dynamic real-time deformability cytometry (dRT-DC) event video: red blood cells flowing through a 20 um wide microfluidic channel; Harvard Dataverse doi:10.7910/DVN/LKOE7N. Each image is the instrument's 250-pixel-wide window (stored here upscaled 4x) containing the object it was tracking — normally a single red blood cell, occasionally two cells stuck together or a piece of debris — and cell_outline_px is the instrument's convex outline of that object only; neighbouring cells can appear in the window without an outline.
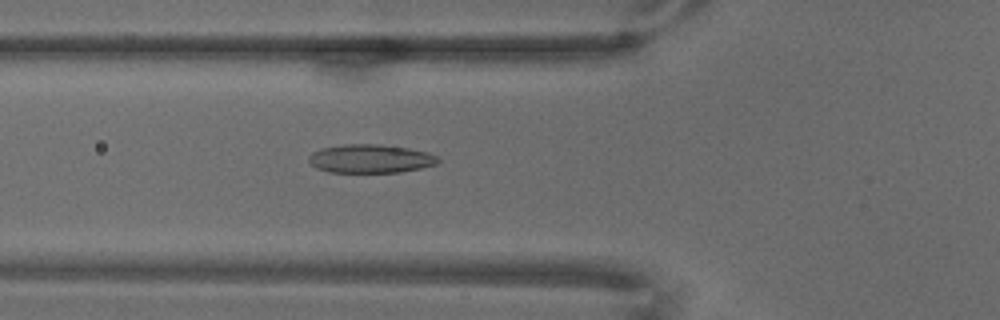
{"species": "common noctule bat (a hibernating species)", "species_latin": "Nyctalus noctula", "temperature_condition": "warm", "stored_images_in_passage": 70, "camera_frame_rate_fps": 3000, "um_per_image_px": 0.085, "animal": {"sex": "male", "body_mass_g": 18.8}, "frame": {"image": 1, "passage_image": 25, "time_ms": 8.0, "image_size_px": [1000, 320], "cell_outline_px": [[440, 160], [436, 164], [420, 168], [400, 172], [328, 172], [316, 168], [308, 160], [308, 156], [312, 152], [320, 148], [344, 144], [376, 144], [408, 148], [428, 152], [436, 156]], "centroid_in_image_um": [31.46, 13.48], "position_along_channel_um": 94.3, "area_um2": 21.5}}
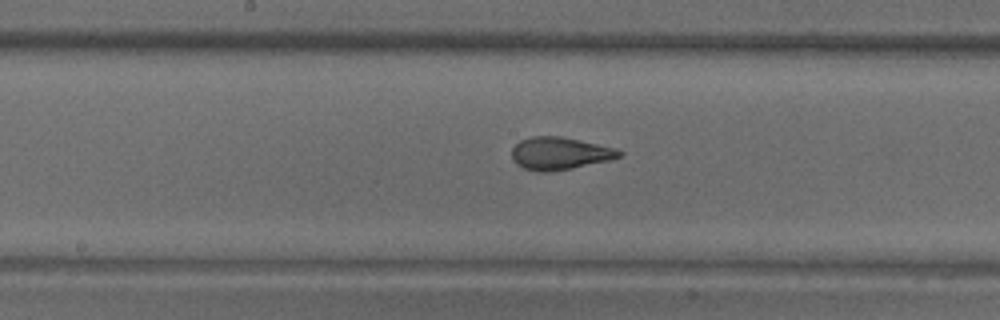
{"frame": {"image": 2, "passage_image": 36, "time_ms": 11.667, "image_size_px": [1000, 320], "cell_outline_px": [[624, 152], [620, 156], [608, 160], [572, 168], [552, 172], [536, 172], [524, 168], [516, 164], [512, 160], [512, 148], [520, 140], [532, 136], [560, 136], [616, 148]], "centroid_in_image_um": [47.54, 13.04], "position_along_channel_um": 200.7, "area_um2": 20.35}}
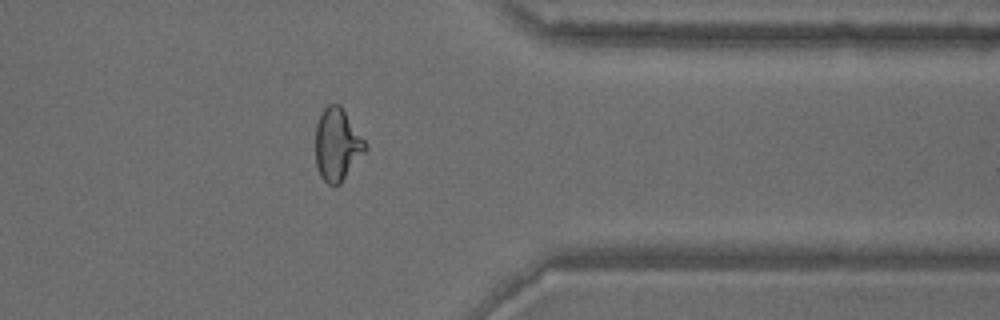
{"frame": {"image": 3, "passage_image": 56, "time_ms": 18.333, "image_size_px": [1000, 320], "cell_outline_px": [[368, 148], [340, 184], [328, 184], [320, 176], [316, 164], [316, 124], [324, 108], [328, 104], [340, 104], [368, 144]], "centroid_in_image_um": [28.68, 12.28], "position_along_channel_um": 382.7, "area_um2": 20.98}}